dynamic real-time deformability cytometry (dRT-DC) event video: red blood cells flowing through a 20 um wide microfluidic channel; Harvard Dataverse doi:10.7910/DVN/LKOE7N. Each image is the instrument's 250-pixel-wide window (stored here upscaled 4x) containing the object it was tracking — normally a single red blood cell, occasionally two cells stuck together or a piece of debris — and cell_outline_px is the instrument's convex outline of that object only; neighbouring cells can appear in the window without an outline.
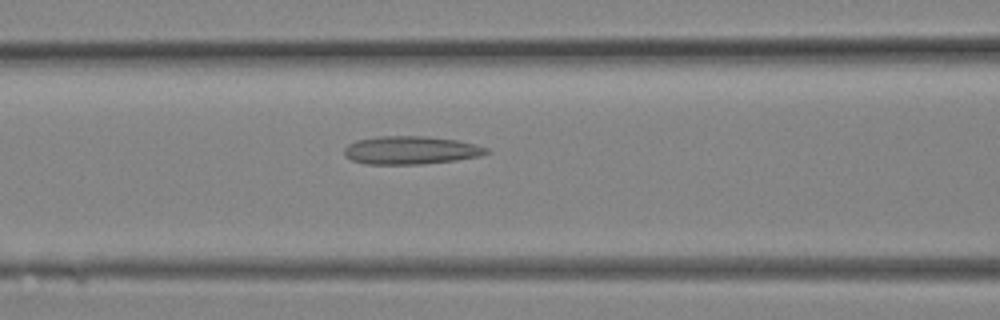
{"species": "Egyptian fruit bat (a non-hibernating species)", "species_latin": "Rousettus aegyptiacus", "temperature_condition": "room temperature", "stored_images_in_passage": 18, "camera_frame_rate_fps": 3000, "um_per_image_px": 0.085, "animal": {"sex": "female"}, "frame": {"image": 1, "passage_image": 4, "time_ms": 1.0, "image_size_px": [1000, 320], "cell_outline_px": [[492, 152], [480, 156], [456, 160], [424, 164], [364, 164], [352, 160], [344, 156], [344, 148], [348, 144], [356, 140], [380, 136], [428, 136], [456, 140], [476, 144], [488, 148]], "centroid_in_image_um": [34.93, 12.77], "position_along_channel_um": 131.7, "area_um2": 23.52}}
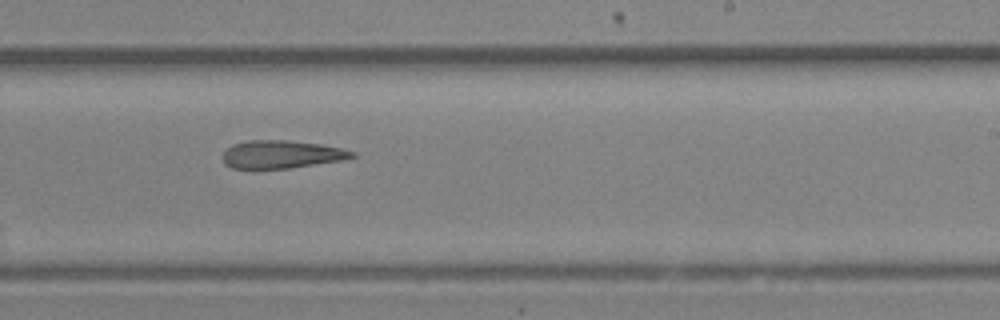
{"frame": {"image": 2, "passage_image": 9, "time_ms": 2.667, "image_size_px": [1000, 320], "cell_outline_px": [[356, 156], [340, 160], [288, 168], [252, 172], [232, 168], [224, 164], [224, 152], [232, 144], [248, 140], [284, 140], [320, 144], [340, 148], [356, 152]], "centroid_in_image_um": [23.83, 13.16], "position_along_channel_um": 265.2, "area_um2": 21.5}}
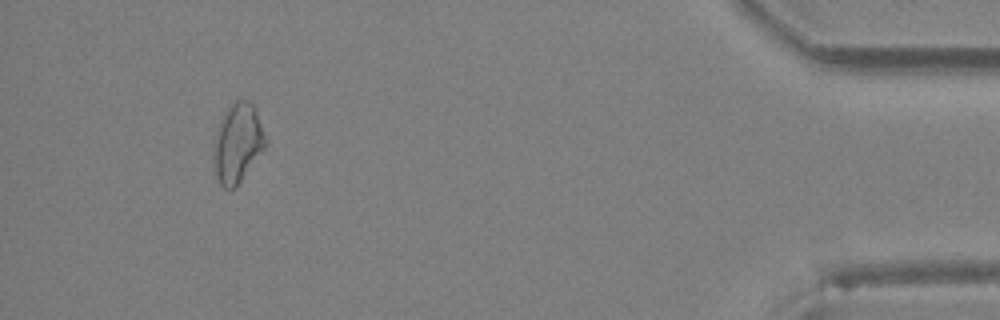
{"frame": {"image": 3, "passage_image": 17, "time_ms": 5.333, "image_size_px": [1000, 320], "cell_outline_px": [[264, 148], [236, 188], [224, 188], [220, 184], [216, 176], [216, 140], [220, 120], [224, 112], [232, 100], [248, 100], [256, 108], [264, 136]], "centroid_in_image_um": [20.21, 12.13], "position_along_channel_um": 415.0, "area_um2": 23.0}}